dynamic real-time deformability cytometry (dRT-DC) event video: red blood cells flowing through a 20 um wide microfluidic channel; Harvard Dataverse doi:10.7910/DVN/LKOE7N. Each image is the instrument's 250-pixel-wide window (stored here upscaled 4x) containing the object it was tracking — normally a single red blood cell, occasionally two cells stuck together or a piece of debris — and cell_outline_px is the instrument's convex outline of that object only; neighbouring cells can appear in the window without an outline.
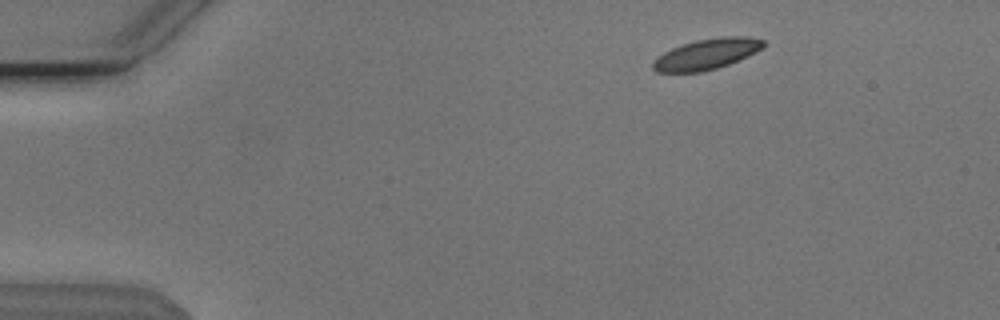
{"species": "Egyptian fruit bat (a non-hibernating species)", "species_latin": "Rousettus aegyptiacus", "temperature_condition": "cold", "stored_images_in_passage": 43, "camera_frame_rate_fps": 3000, "um_per_image_px": 0.085, "animal": {"sex": "male"}, "frame": {"image": 1, "passage_image": 1, "time_ms": 0.0, "image_size_px": [1000, 320], "cell_outline_px": [[764, 44], [756, 52], [748, 56], [728, 64], [716, 68], [700, 72], [656, 72], [652, 68], [652, 64], [656, 56], [680, 44], [696, 40], [720, 36], [748, 36], [764, 40]], "centroid_in_image_um": [60.03, 4.59], "position_along_channel_um": 25.0, "area_um2": 19.77}}
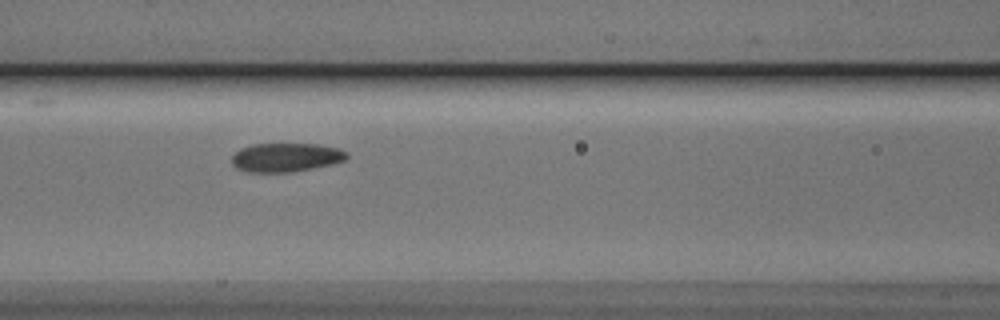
{"frame": {"image": 2, "passage_image": 17, "time_ms": 5.333, "image_size_px": [1000, 320], "cell_outline_px": [[348, 156], [344, 160], [332, 164], [292, 172], [248, 172], [236, 168], [232, 164], [232, 156], [240, 148], [252, 144], [316, 144], [340, 148], [348, 152]], "centroid_in_image_um": [24.3, 13.37], "position_along_channel_um": 142.3, "area_um2": 19.36}}
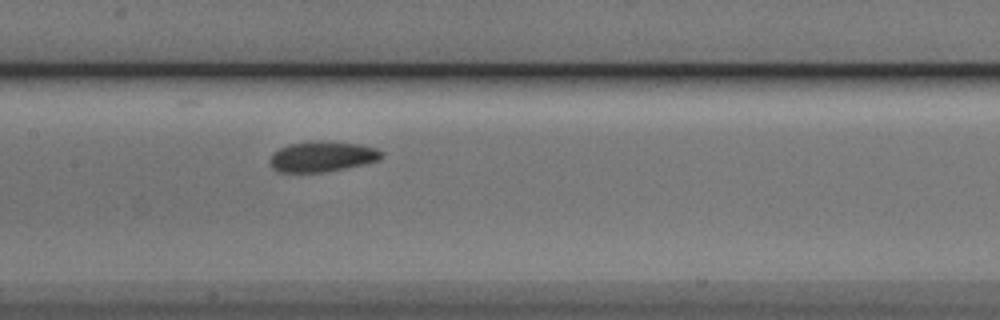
{"frame": {"image": 3, "passage_image": 20, "time_ms": 6.333, "image_size_px": [1000, 320], "cell_outline_px": [[384, 156], [380, 160], [364, 164], [324, 172], [276, 172], [272, 168], [268, 160], [280, 148], [288, 144], [312, 140], [320, 140], [360, 144], [376, 148], [384, 152]], "centroid_in_image_um": [27.4, 13.3], "position_along_channel_um": 180.0, "area_um2": 20.06}, "authors_computed_cell_mechanics": {"area_um2": 19.3052, "velocity_mm_per_s": 3.8104, "shape_relaxation_time_tau1_ms": 10.5306, "shape_relaxation_time_tau2_ms": 6.9532, "deformation_change_tau1": 0.2035, "deformation_change_tau2": 0.0771}}